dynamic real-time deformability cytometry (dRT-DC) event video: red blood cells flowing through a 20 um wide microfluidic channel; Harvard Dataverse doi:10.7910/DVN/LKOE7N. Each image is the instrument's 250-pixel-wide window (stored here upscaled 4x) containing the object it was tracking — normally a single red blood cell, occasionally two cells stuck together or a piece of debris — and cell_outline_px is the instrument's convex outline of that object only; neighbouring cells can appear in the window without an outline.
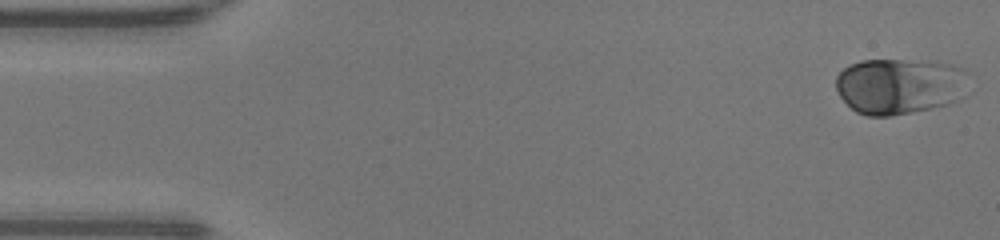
{"species": "human", "species_latin": "Homo sapiens", "temperature_condition": "warm", "stored_images_in_passage": 47, "camera_frame_rate_fps": 3000, "um_per_image_px": 0.085, "donor": {"sex": "male"}, "frame": {"image": 1, "passage_image": 1, "time_ms": 0.0, "image_size_px": [1000, 240], "cell_outline_px": [[968, 72], [956, 100], [948, 104], [892, 116], [868, 116], [856, 112], [840, 96], [836, 88], [836, 76], [844, 68], [860, 60], [928, 60], [952, 64], [964, 68]], "centroid_in_image_um": [76.41, 7.29], "position_along_channel_um": 8.6, "area_um2": 43.0}}
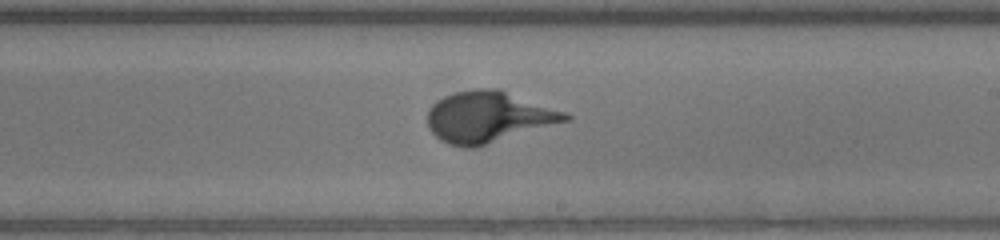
{"frame": {"image": 2, "passage_image": 27, "time_ms": 8.667, "image_size_px": [1000, 240], "cell_outline_px": [[572, 120], [476, 148], [464, 148], [448, 144], [440, 140], [428, 128], [428, 108], [436, 100], [444, 96], [456, 92], [476, 88], [500, 88], [568, 112], [572, 116]], "centroid_in_image_um": [41.56, 9.94], "position_along_channel_um": 247.4, "area_um2": 41.96}}
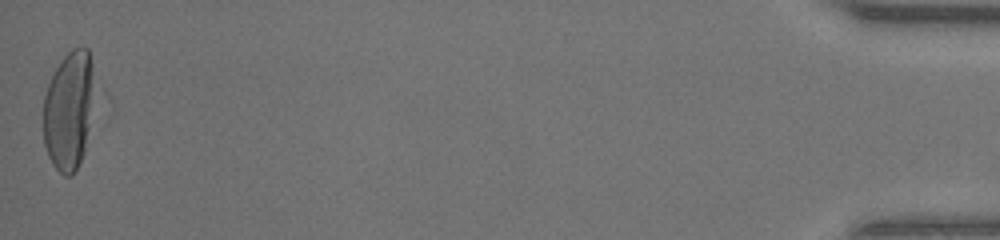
{"frame": {"image": 3, "passage_image": 47, "time_ms": 15.333, "image_size_px": [1000, 240], "cell_outline_px": [[96, 96], [84, 152], [72, 176], [64, 176], [52, 164], [48, 156], [44, 144], [44, 96], [48, 84], [56, 68], [64, 56], [72, 48], [88, 48], [96, 92]], "centroid_in_image_um": [5.87, 9.38], "position_along_channel_um": 429.3, "area_um2": 35.66}}